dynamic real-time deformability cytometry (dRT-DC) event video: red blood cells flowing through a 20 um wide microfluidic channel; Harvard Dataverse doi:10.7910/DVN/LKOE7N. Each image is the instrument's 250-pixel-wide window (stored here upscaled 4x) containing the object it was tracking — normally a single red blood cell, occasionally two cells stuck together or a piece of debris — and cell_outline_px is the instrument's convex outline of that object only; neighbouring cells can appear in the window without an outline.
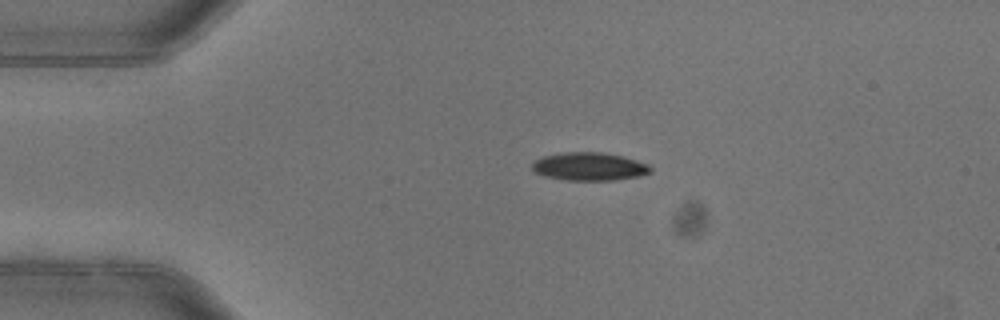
{"species": "common noctule bat (a hibernating species)", "species_latin": "Nyctalus noctula", "temperature_condition": "warm", "stored_images_in_passage": 2, "camera_frame_rate_fps": 3000, "um_per_image_px": 0.085, "animal": {"sex": "female"}, "frame": {"image": 1, "passage_image": 1, "time_ms": 0.0, "image_size_px": [1000, 320], "cell_outline_px": [[652, 172], [640, 176], [616, 180], [568, 180], [544, 176], [536, 172], [532, 168], [532, 164], [536, 160], [544, 156], [564, 152], [600, 152], [620, 156], [636, 160], [648, 164], [652, 168]], "centroid_in_image_um": [50.12, 14.16], "position_along_channel_um": 34.9, "area_um2": 19.25}}